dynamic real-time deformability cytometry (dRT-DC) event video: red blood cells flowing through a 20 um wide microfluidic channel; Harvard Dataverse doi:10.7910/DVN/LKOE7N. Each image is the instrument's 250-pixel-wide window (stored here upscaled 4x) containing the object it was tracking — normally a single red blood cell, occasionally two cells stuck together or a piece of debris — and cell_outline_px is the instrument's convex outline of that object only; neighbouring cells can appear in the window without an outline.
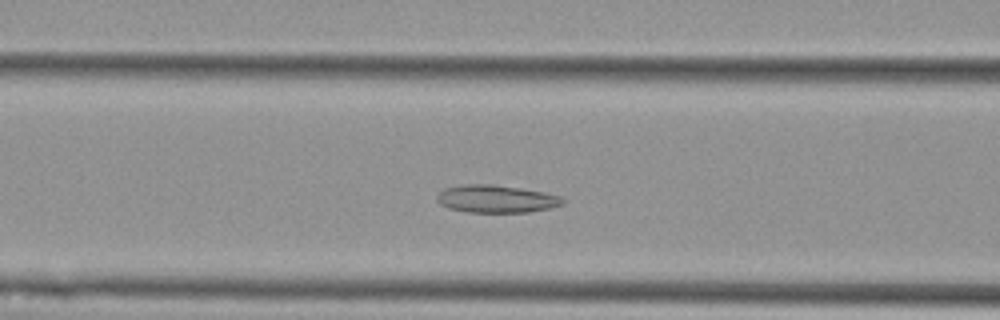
{"species": "Egyptian fruit bat (a non-hibernating species)", "species_latin": "Rousettus aegyptiacus", "temperature_condition": "cold", "stored_images_in_passage": 41, "camera_frame_rate_fps": 3000, "um_per_image_px": 0.085, "animal": {"sex": "female"}, "frame": {"image": 1, "passage_image": 15, "time_ms": 4.667, "image_size_px": [1000, 320], "cell_outline_px": [[564, 204], [548, 208], [528, 212], [468, 212], [448, 208], [440, 204], [436, 200], [436, 196], [444, 188], [464, 184], [488, 184], [520, 188], [544, 192], [560, 196], [564, 200]], "centroid_in_image_um": [42.15, 16.9], "position_along_channel_um": 124.5, "area_um2": 20.17}}
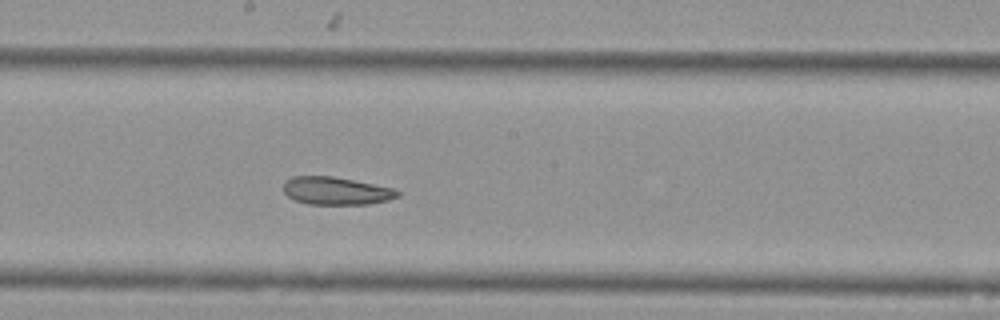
{"frame": {"image": 2, "passage_image": 23, "time_ms": 7.333, "image_size_px": [1000, 320], "cell_outline_px": [[400, 196], [388, 200], [368, 204], [308, 204], [296, 200], [288, 196], [284, 192], [284, 184], [292, 176], [332, 176], [396, 188], [400, 192]], "centroid_in_image_um": [28.62, 16.22], "position_along_channel_um": 219.6, "area_um2": 18.44}}
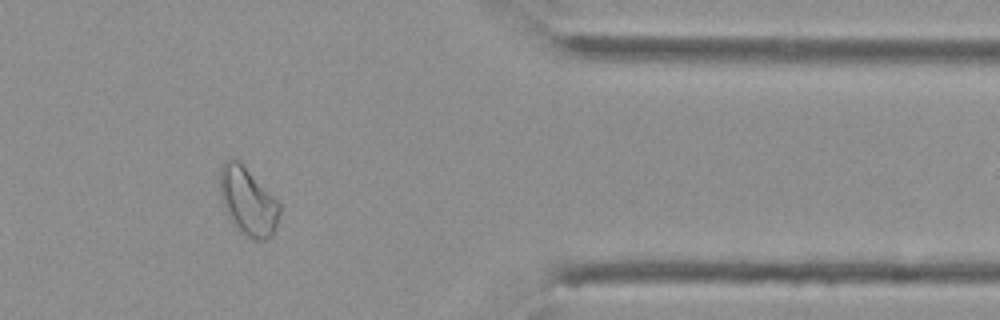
{"frame": {"image": 3, "passage_image": 39, "time_ms": 12.667, "image_size_px": [1000, 320], "cell_outline_px": [[280, 212], [272, 236], [264, 240], [252, 240], [240, 232], [236, 228], [228, 216], [224, 208], [220, 196], [220, 168], [224, 160], [228, 156], [236, 156], [280, 204]], "centroid_in_image_um": [21.03, 17.07], "position_along_channel_um": 390.4, "area_um2": 23.87}, "authors_computed_cell_mechanics": {"area_um2": 20.1722, "velocity_mm_per_s": 3.5845, "shape_relaxation_time_tau1_ms": null, "shape_relaxation_time_tau2_ms": 4.2722, "deformation_change_tau1": null, "deformation_change_tau2": 0.1088}}